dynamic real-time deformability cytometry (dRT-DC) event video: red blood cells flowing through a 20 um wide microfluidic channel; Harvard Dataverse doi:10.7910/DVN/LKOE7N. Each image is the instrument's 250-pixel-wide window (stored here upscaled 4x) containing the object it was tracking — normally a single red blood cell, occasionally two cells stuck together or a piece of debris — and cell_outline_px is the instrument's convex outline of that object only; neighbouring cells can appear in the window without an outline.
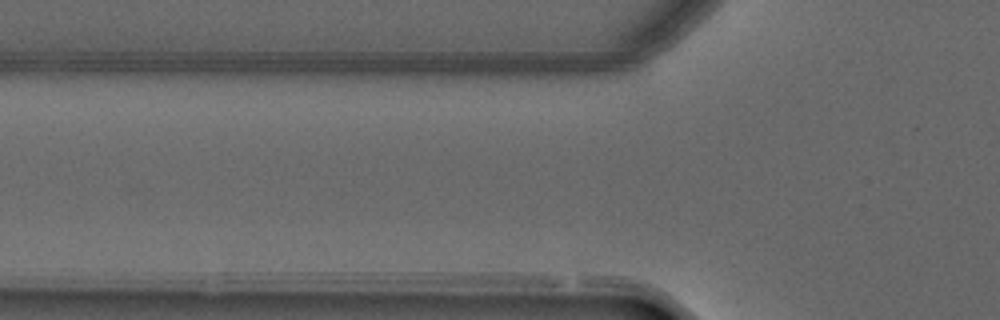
{"species": "common noctule bat (a hibernating species)", "species_latin": "Nyctalus noctula", "temperature_condition": "warm", "stored_images_in_passage": 3, "camera_frame_rate_fps": 3000, "um_per_image_px": 0.085, "animal": {"sex": "male", "forearm_length_mm": 52.5}, "frame": {"image": 1, "passage_image": 3, "time_ms": 0.667, "image_size_px": [1000, 320], "cell_outline_px": [[636, 68], [584, 84], [488, 76], [480, 72], [476, 68]], "centroid_in_image_um": [47.15, 6.28], "position_along_channel_um": 78.6, "area_um2": 11.73}}